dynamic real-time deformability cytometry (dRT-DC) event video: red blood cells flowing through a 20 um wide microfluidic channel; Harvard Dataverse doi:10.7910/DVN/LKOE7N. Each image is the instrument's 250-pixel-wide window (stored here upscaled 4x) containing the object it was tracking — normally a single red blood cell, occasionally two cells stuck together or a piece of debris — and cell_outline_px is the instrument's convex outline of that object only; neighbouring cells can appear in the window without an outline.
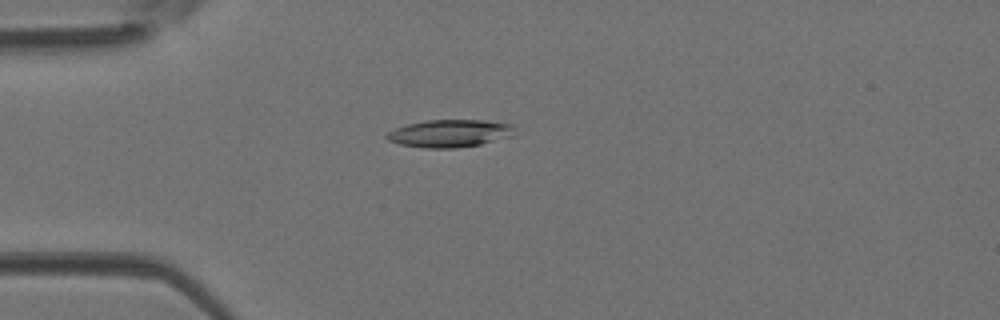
{"species": "Egyptian fruit bat (a non-hibernating species)", "species_latin": "Rousettus aegyptiacus", "temperature_condition": "room temperature", "stored_images_in_passage": 44, "camera_frame_rate_fps": 3000, "um_per_image_px": 0.085, "animal": {"sex": "female"}, "frame": {"image": 1, "passage_image": 12, "time_ms": 3.667, "image_size_px": [1000, 320], "cell_outline_px": [[512, 136], [480, 144], [456, 148], [424, 148], [400, 144], [388, 140], [384, 136], [388, 132], [396, 128], [408, 124], [428, 120], [484, 120], [512, 124]], "centroid_in_image_um": [38.2, 11.34], "position_along_channel_um": 46.8, "area_um2": 20.35}}
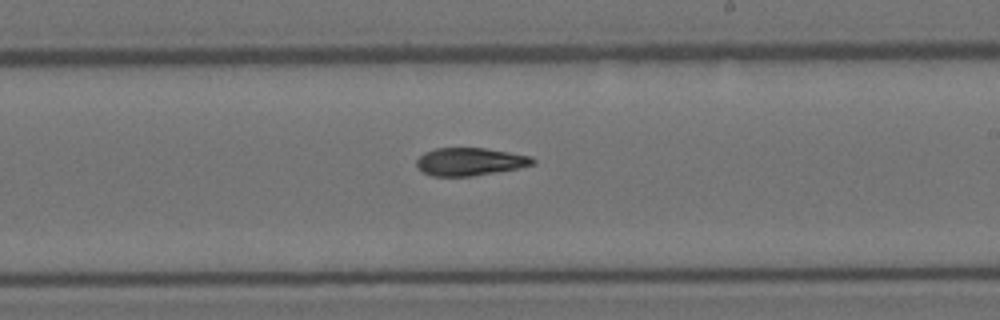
{"frame": {"image": 2, "passage_image": 26, "time_ms": 8.333, "image_size_px": [1000, 320], "cell_outline_px": [[536, 160], [532, 164], [516, 168], [468, 176], [432, 176], [424, 172], [416, 164], [416, 160], [424, 152], [436, 148], [484, 148], [532, 156]], "centroid_in_image_um": [39.91, 13.72], "position_along_channel_um": 249.1, "area_um2": 18.44}}
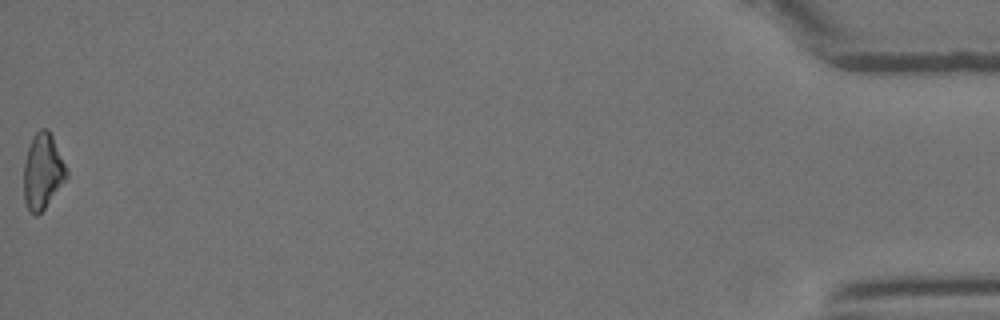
{"frame": {"image": 3, "passage_image": 44, "time_ms": 14.333, "image_size_px": [1000, 320], "cell_outline_px": [[68, 176], [44, 208], [36, 216], [28, 208], [24, 200], [24, 164], [28, 148], [32, 136], [40, 128], [48, 128], [52, 136], [68, 172]], "centroid_in_image_um": [3.62, 14.54], "position_along_channel_um": 431.6, "area_um2": 18.44}}